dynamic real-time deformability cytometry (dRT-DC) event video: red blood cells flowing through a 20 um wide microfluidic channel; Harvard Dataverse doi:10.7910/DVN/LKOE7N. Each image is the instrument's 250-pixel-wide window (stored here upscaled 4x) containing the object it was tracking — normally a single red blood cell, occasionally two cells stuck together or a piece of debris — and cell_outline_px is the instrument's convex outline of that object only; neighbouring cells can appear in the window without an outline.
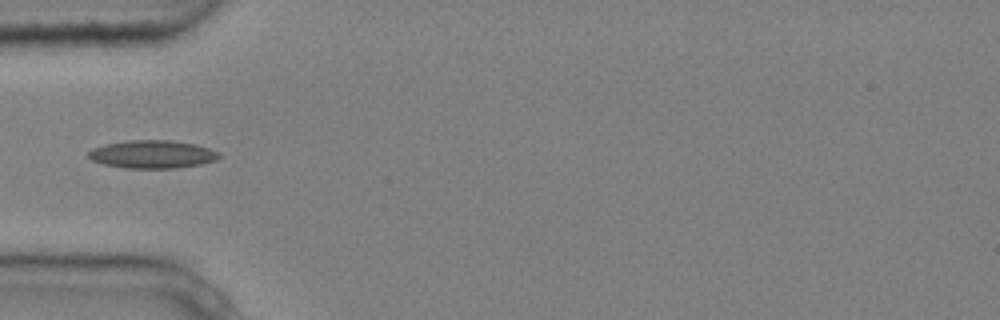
{"species": "common noctule bat (a hibernating species)", "species_latin": "Nyctalus noctula", "temperature_condition": "cold", "stored_images_in_passage": 6, "camera_frame_rate_fps": 3000, "um_per_image_px": 0.085, "animal": {"sex": "male", "body_mass_g": 20.4}, "frame": {"image": 1, "passage_image": 3, "time_ms": 0.667, "image_size_px": [1000, 320], "cell_outline_px": [[220, 156], [216, 160], [200, 164], [176, 168], [124, 168], [104, 164], [92, 160], [88, 156], [88, 152], [92, 148], [104, 144], [128, 140], [172, 140], [196, 144], [220, 152]], "centroid_in_image_um": [12.95, 13.11], "position_along_channel_um": 72.1, "area_um2": 21.39}}
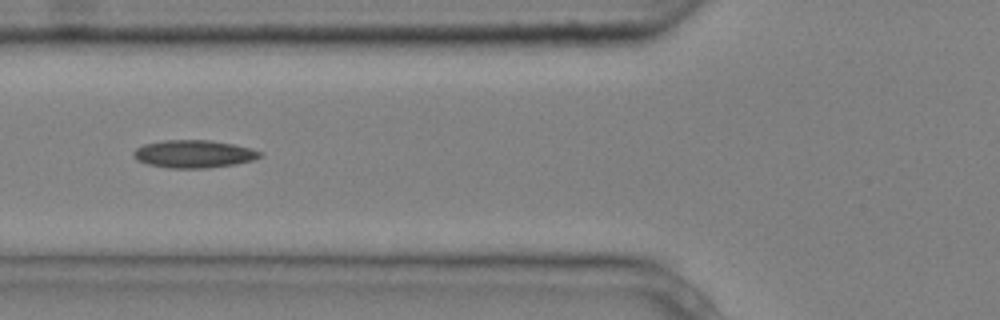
{"frame": {"image": 2, "passage_image": 4, "time_ms": 1.0, "image_size_px": [1000, 320], "cell_outline_px": [[264, 152], [260, 156], [252, 160], [236, 164], [208, 168], [168, 168], [148, 164], [136, 160], [132, 156], [132, 152], [136, 148], [144, 144], [164, 140], [212, 140], [252, 148]], "centroid_in_image_um": [16.46, 13.08], "position_along_channel_um": 109.3, "area_um2": 20.58}}